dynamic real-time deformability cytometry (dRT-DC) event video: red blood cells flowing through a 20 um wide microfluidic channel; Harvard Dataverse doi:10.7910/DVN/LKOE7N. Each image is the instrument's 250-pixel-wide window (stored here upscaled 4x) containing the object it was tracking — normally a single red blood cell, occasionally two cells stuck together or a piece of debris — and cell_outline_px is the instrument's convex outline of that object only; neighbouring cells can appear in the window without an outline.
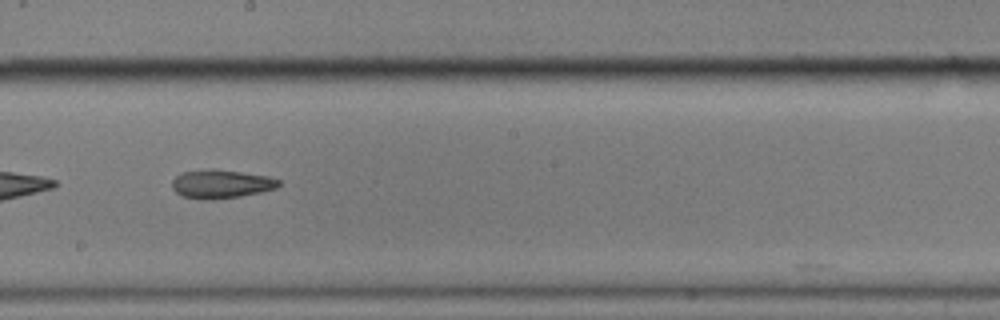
{"species": "common noctule bat (a hibernating species)", "species_latin": "Nyctalus noctula", "temperature_condition": "cold", "stored_images_in_passage": 9, "camera_frame_rate_fps": 3000, "um_per_image_px": 0.085, "animal": {"sex": "male", "body_mass_g": 17.9}, "frame": {"image": 1, "passage_image": 7, "time_ms": 7.0, "image_size_px": [1000, 320], "cell_outline_px": [[280, 184], [276, 188], [260, 192], [240, 196], [184, 196], [176, 192], [172, 188], [172, 180], [176, 176], [184, 172], [240, 172], [268, 176], [280, 180]], "centroid_in_image_um": [18.88, 15.63], "position_along_channel_um": 229.3, "area_um2": 15.95}}